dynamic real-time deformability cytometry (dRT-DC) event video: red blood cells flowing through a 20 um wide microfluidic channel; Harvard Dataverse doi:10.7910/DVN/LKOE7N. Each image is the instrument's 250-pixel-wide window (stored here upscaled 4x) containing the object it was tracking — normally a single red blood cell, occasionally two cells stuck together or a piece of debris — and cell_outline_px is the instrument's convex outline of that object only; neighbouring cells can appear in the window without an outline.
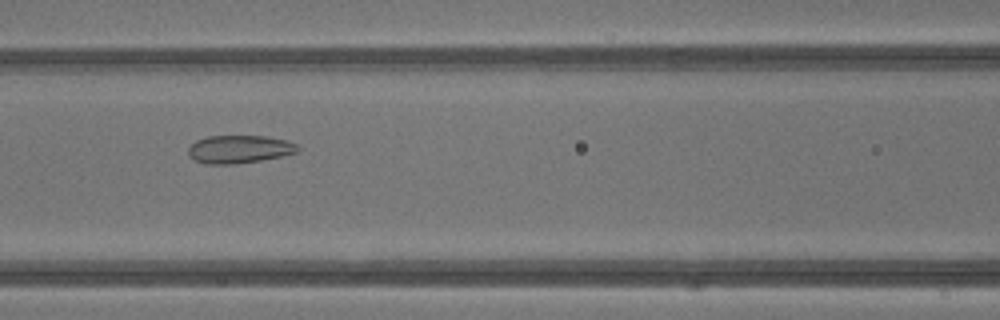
{"species": "common noctule bat (a hibernating species)", "species_latin": "Nyctalus noctula", "temperature_condition": "warm", "stored_images_in_passage": 42, "camera_frame_rate_fps": 3000, "um_per_image_px": 0.085, "animal": {"sex": "male", "body_mass_g": 13.3}, "frame": {"image": 1, "passage_image": 19, "time_ms": 6.0, "image_size_px": [1000, 320], "cell_outline_px": [[300, 152], [260, 160], [236, 164], [204, 164], [192, 160], [188, 156], [188, 148], [196, 140], [208, 136], [268, 136], [288, 140], [296, 144], [300, 148]], "centroid_in_image_um": [20.33, 12.68], "position_along_channel_um": 146.3, "area_um2": 18.09}}
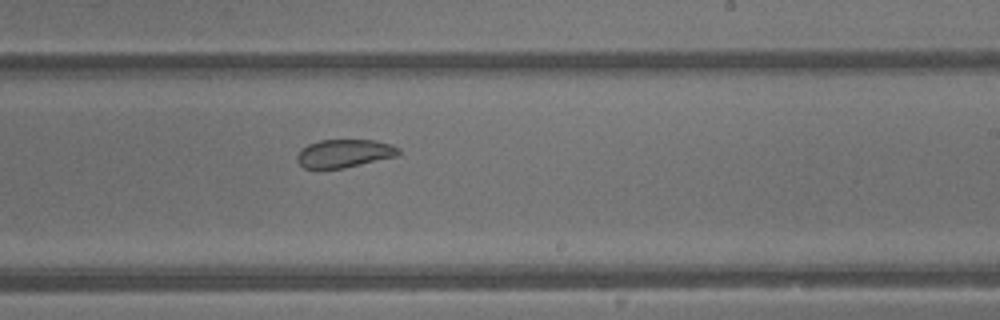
{"frame": {"image": 2, "passage_image": 26, "time_ms": 8.333, "image_size_px": [1000, 320], "cell_outline_px": [[400, 152], [396, 156], [344, 168], [304, 168], [296, 160], [296, 156], [300, 148], [308, 144], [320, 140], [376, 140], [392, 144], [400, 148]], "centroid_in_image_um": [29.25, 13.03], "position_along_channel_um": 259.7, "area_um2": 16.7}}
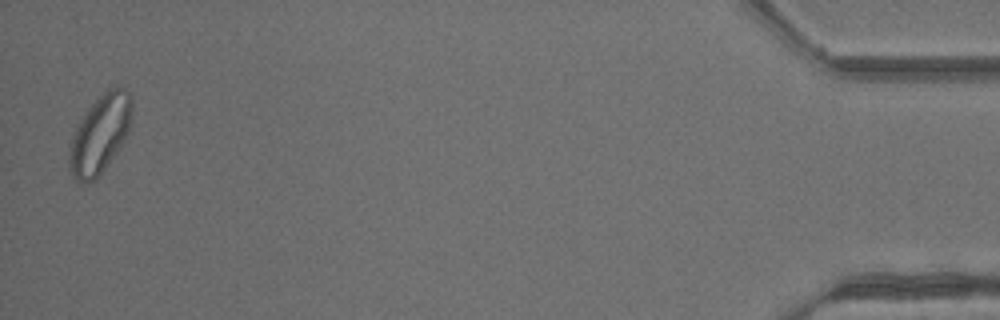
{"frame": {"image": 3, "passage_image": 42, "time_ms": 13.667, "image_size_px": [1000, 320], "cell_outline_px": [[132, 116], [124, 140], [120, 148], [96, 180], [88, 184], [84, 184], [76, 180], [72, 176], [68, 168], [68, 152], [72, 136], [84, 112], [108, 88], [116, 84], [120, 84], [132, 96]], "centroid_in_image_um": [8.49, 11.41], "position_along_channel_um": 426.7, "area_um2": 29.02}, "authors_computed_cell_mechanics": {"area_um2": 23.6691, "velocity_mm_per_s": 4.8828, "shape_relaxation_time_tau1_ms": 10.4558, "shape_relaxation_time_tau2_ms": 0.8827, "deformation_change_tau1": 0.1314, "deformation_change_tau2": 0.059}}